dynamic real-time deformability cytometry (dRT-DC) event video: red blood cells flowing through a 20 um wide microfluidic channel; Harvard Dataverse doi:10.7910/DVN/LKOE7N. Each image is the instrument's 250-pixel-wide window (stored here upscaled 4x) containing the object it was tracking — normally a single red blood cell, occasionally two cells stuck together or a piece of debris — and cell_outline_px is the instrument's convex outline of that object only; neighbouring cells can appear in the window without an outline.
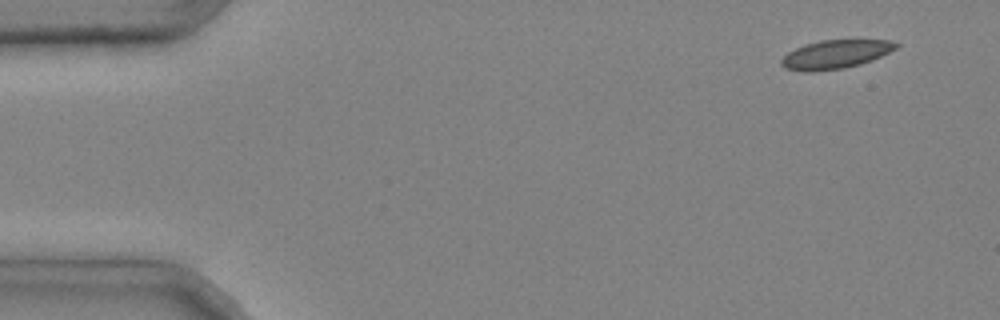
{"species": "common noctule bat (a hibernating species)", "species_latin": "Nyctalus noctula", "temperature_condition": "cold", "stored_images_in_passage": 4, "camera_frame_rate_fps": 3000, "um_per_image_px": 0.085, "animal": {"sex": "male", "body_mass_g": 20.4}, "frame": {"image": 1, "passage_image": 1, "time_ms": 0.0, "image_size_px": [1000, 320], "cell_outline_px": [[900, 44], [896, 48], [872, 60], [860, 64], [844, 68], [812, 72], [804, 72], [784, 68], [780, 64], [780, 60], [788, 52], [804, 44], [820, 40], [888, 40]], "centroid_in_image_um": [70.96, 4.62], "position_along_channel_um": 14.0, "area_um2": 19.13}}